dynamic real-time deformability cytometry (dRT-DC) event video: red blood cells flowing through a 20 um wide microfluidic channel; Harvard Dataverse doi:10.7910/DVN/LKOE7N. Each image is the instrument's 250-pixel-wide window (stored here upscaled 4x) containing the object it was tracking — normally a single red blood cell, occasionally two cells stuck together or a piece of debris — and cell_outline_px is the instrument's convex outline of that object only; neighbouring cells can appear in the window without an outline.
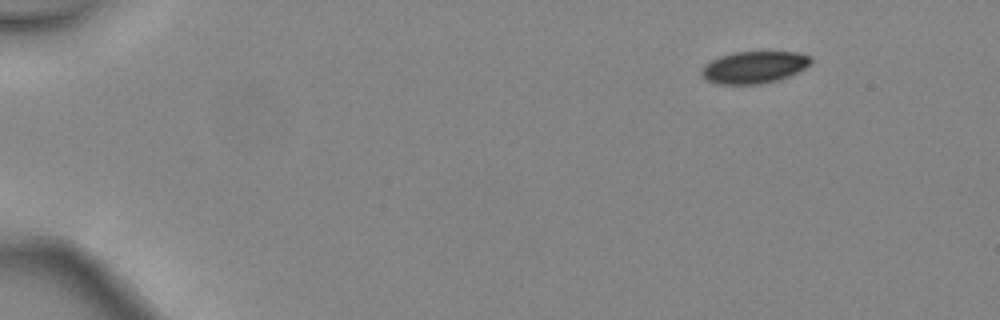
{"species": "common noctule bat (a hibernating species)", "species_latin": "Nyctalus noctula", "temperature_condition": "warm", "stored_images_in_passage": 4, "camera_frame_rate_fps": 3000, "um_per_image_px": 0.085, "animal": {"sex": "female", "body_mass_g": 24.6, "forearm_length_mm": 56.2}, "frame": {"image": 1, "passage_image": 1, "time_ms": 0.0, "image_size_px": [1000, 320], "cell_outline_px": [[812, 64], [780, 80], [760, 84], [716, 84], [704, 80], [700, 72], [700, 68], [704, 64], [720, 56], [732, 52], [796, 52], [812, 56]], "centroid_in_image_um": [64.07, 5.72], "position_along_channel_um": 20.9, "area_um2": 20.69}}
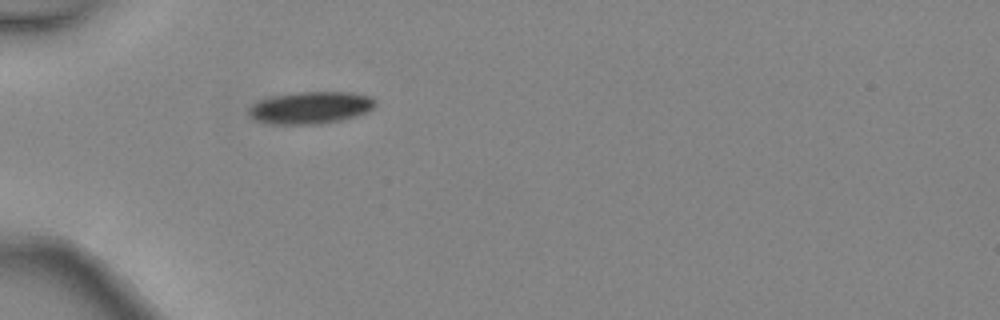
{"frame": {"image": 2, "passage_image": 4, "time_ms": 1.0, "image_size_px": [1000, 320], "cell_outline_px": [[376, 104], [368, 112], [356, 116], [340, 120], [320, 124], [272, 124], [252, 120], [248, 112], [248, 108], [252, 104], [260, 100], [272, 96], [296, 92], [352, 92], [368, 96], [376, 100]], "centroid_in_image_um": [26.37, 9.15], "position_along_channel_um": 58.6, "area_um2": 23.87}}